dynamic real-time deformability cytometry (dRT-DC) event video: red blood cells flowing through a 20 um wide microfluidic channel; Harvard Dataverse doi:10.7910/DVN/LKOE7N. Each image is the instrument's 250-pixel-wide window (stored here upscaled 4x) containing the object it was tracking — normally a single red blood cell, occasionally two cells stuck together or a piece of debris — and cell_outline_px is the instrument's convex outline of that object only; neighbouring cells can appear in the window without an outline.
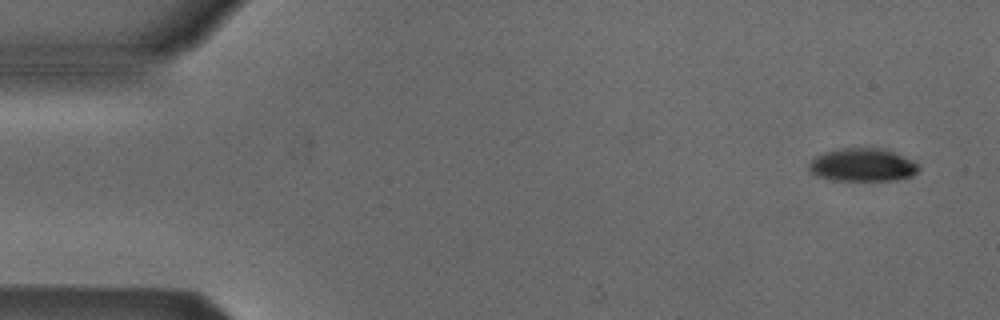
{"species": "Egyptian fruit bat (a non-hibernating species)", "species_latin": "Rousettus aegyptiacus", "temperature_condition": "cold", "stored_images_in_passage": 3, "camera_frame_rate_fps": 3000, "um_per_image_px": 0.085, "animal": {"sex": "male"}, "frame": {"image": 1, "passage_image": 1, "time_ms": 0.0, "image_size_px": [1000, 320], "cell_outline_px": [[920, 168], [912, 176], [896, 180], [832, 180], [816, 176], [808, 168], [808, 164], [816, 156], [824, 152], [836, 148], [884, 148], [912, 160], [920, 164]], "centroid_in_image_um": [73.32, 14.01], "position_along_channel_um": 11.7, "area_um2": 21.27}}